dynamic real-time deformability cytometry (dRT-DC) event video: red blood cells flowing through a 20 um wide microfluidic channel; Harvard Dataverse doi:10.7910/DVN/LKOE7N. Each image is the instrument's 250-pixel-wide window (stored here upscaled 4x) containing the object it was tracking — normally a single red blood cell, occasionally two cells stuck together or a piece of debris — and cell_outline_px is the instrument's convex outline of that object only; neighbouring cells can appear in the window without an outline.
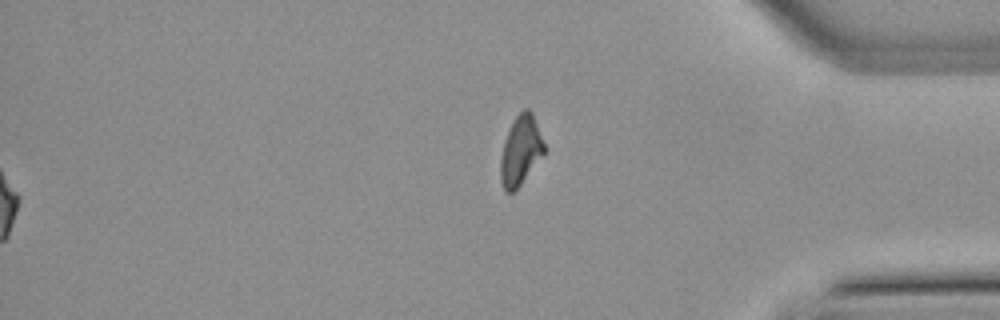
{"species": "common noctule bat (a hibernating species)", "species_latin": "Nyctalus noctula", "temperature_condition": "warm", "stored_images_in_passage": 55, "segment_of_instrument_passage": [2, 2], "camera_frame_rate_fps": 3000, "um_per_image_px": 0.085, "animal": {"sex": "male", "body_mass_g": 21.5, "forearm_length_mm": 52.0}, "frame": {"image": 1, "passage_image": 55, "time_ms": 18.0, "image_size_px": [1000, 320], "cell_outline_px": [[548, 148], [520, 184], [512, 192], [504, 192], [500, 180], [500, 160], [504, 140], [516, 116], [524, 108], [528, 108], [532, 112]], "centroid_in_image_um": [44.27, 12.77], "position_along_channel_um": 390.9, "area_um2": 17.69}}